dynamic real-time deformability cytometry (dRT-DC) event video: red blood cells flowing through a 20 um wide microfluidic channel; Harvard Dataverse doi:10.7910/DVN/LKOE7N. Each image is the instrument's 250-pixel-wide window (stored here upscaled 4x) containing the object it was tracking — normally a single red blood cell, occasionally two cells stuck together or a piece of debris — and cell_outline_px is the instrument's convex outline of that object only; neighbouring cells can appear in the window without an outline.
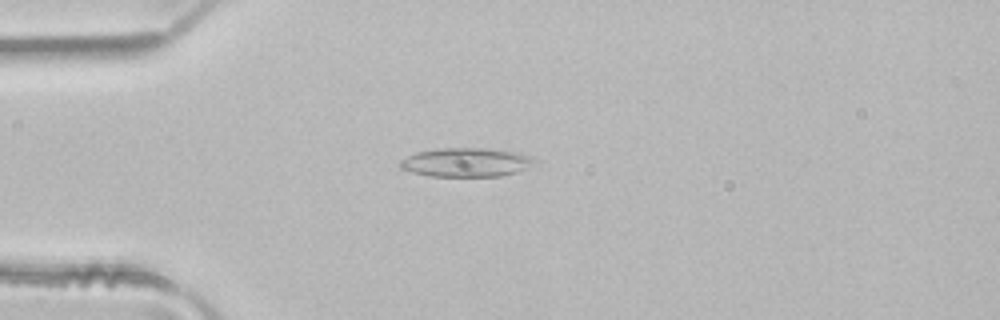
{"species": "common noctule bat (a hibernating species)", "species_latin": "Nyctalus noctula", "temperature_condition": "room temperature", "stored_images_in_passage": 1, "camera_frame_rate_fps": 3000, "um_per_image_px": 0.085, "animal": {"sex": "male", "body_mass_g": 21.5, "forearm_length_mm": 52.0}, "frame": {"image": 1, "passage_image": 1, "time_ms": 0.0, "image_size_px": [1000, 320], "cell_outline_px": [[536, 160], [524, 168], [516, 172], [500, 176], [428, 176], [412, 172], [400, 168], [400, 160], [416, 152], [440, 148], [488, 148], [520, 152], [532, 156]], "centroid_in_image_um": [39.61, 13.79], "position_along_channel_um": 45.4, "area_um2": 22.6}}